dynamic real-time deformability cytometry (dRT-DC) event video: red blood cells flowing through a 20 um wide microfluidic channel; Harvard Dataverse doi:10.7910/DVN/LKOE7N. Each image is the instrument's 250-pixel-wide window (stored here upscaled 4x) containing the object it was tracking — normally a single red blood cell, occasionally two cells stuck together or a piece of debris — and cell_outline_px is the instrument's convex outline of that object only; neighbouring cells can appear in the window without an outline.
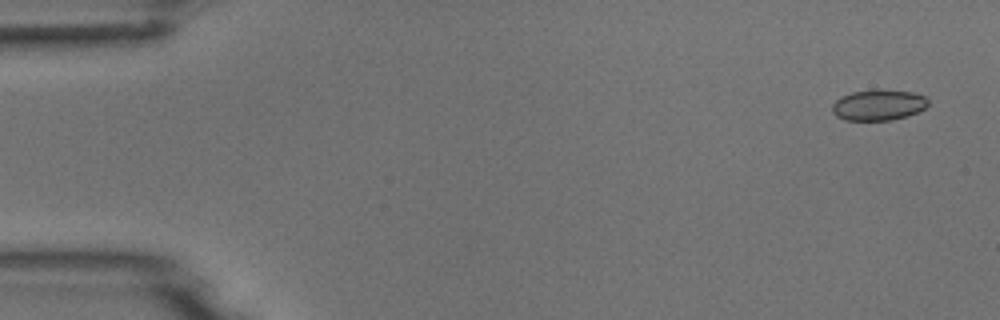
{"species": "common noctule bat (a hibernating species)", "species_latin": "Nyctalus noctula", "temperature_condition": "room temperature", "stored_images_in_passage": 9, "camera_frame_rate_fps": 3000, "um_per_image_px": 0.085, "animal": {"sex": "male", "body_mass_g": 18.8}, "frame": {"image": 1, "passage_image": 1, "time_ms": 0.0, "image_size_px": [1000, 320], "cell_outline_px": [[928, 104], [924, 108], [908, 116], [892, 120], [844, 120], [836, 116], [832, 112], [832, 104], [840, 96], [852, 92], [876, 88], [912, 92], [924, 96], [928, 100]], "centroid_in_image_um": [74.64, 8.91], "position_along_channel_um": 10.4, "area_um2": 17.46}}
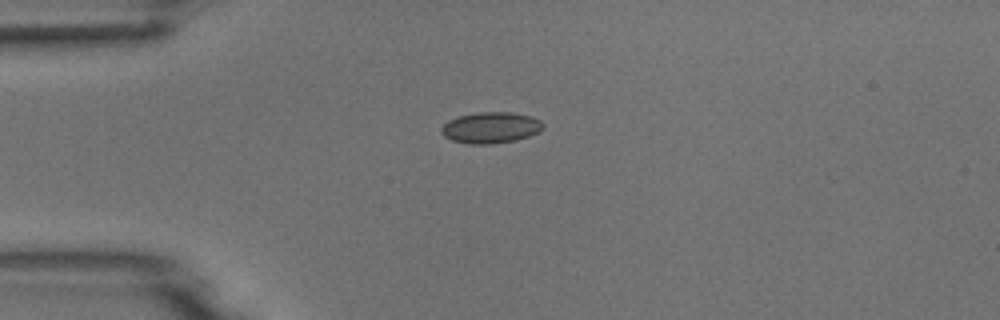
{"frame": {"image": 2, "passage_image": 4, "time_ms": 1.0, "image_size_px": [1000, 320], "cell_outline_px": [[544, 128], [540, 132], [516, 140], [488, 144], [468, 144], [452, 140], [444, 136], [440, 132], [440, 128], [448, 120], [460, 116], [480, 112], [512, 112], [532, 116], [540, 120], [544, 124]], "centroid_in_image_um": [41.73, 10.85], "position_along_channel_um": 43.3, "area_um2": 18.55}}